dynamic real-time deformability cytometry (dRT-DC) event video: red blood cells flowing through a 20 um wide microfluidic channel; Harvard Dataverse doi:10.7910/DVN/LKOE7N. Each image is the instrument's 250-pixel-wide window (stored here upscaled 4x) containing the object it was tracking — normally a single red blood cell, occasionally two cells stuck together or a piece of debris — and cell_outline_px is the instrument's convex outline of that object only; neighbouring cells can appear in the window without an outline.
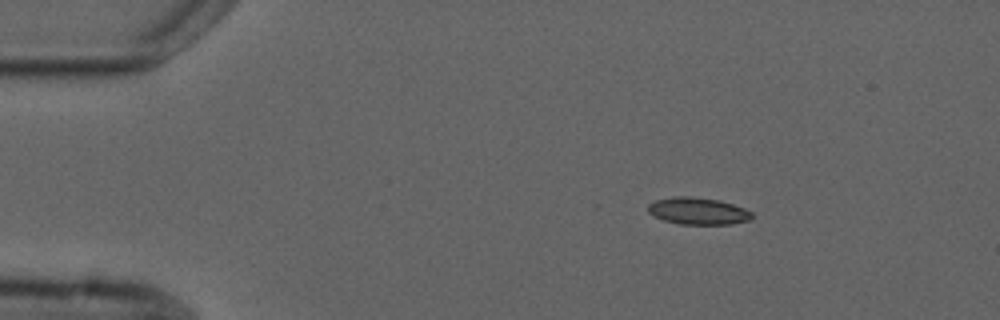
{"species": "common noctule bat (a hibernating species)", "species_latin": "Nyctalus noctula", "temperature_condition": "cold", "stored_images_in_passage": 3, "camera_frame_rate_fps": 3000, "um_per_image_px": 0.085, "animal": {"sex": "male", "forearm_length_mm": 52.5}, "frame": {"image": 1, "passage_image": 2, "time_ms": 1.333, "image_size_px": [1000, 320], "cell_outline_px": [[752, 220], [732, 224], [680, 224], [664, 220], [648, 212], [648, 204], [656, 200], [672, 196], [692, 196], [720, 200], [744, 208], [752, 212]], "centroid_in_image_um": [59.35, 17.93], "position_along_channel_um": 25.6, "area_um2": 16.42}}